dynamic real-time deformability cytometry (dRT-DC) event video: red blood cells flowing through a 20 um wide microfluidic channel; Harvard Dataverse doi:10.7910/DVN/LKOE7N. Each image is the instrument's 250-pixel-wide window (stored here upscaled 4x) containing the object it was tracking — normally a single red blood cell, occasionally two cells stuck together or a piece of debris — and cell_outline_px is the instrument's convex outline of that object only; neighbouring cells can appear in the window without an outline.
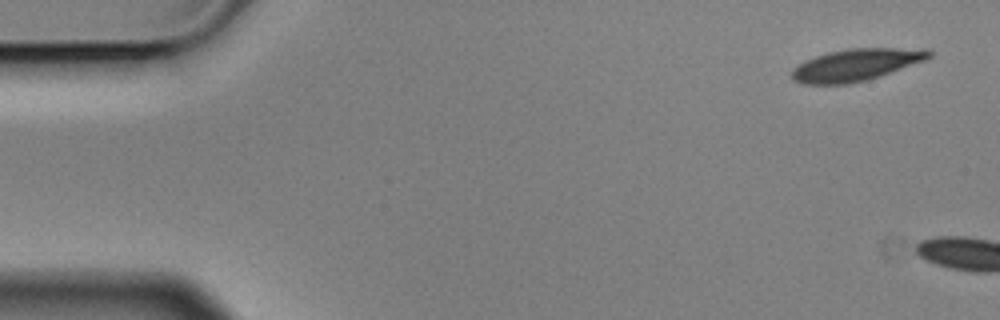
{"species": "Egyptian fruit bat (a non-hibernating species)", "species_latin": "Rousettus aegyptiacus", "temperature_condition": "cold", "stored_images_in_passage": 2, "camera_frame_rate_fps": 3000, "um_per_image_px": 0.085, "animal": {"sex": "male"}, "frame": {"image": 1, "passage_image": 1, "time_ms": 0.0, "image_size_px": [1000, 320], "cell_outline_px": [[932, 56], [928, 60], [868, 80], [848, 84], [800, 84], [792, 80], [792, 68], [804, 60], [828, 52], [848, 48], [928, 48], [932, 52]], "centroid_in_image_um": [72.8, 5.51], "position_along_channel_um": 12.2, "area_um2": 26.07}}